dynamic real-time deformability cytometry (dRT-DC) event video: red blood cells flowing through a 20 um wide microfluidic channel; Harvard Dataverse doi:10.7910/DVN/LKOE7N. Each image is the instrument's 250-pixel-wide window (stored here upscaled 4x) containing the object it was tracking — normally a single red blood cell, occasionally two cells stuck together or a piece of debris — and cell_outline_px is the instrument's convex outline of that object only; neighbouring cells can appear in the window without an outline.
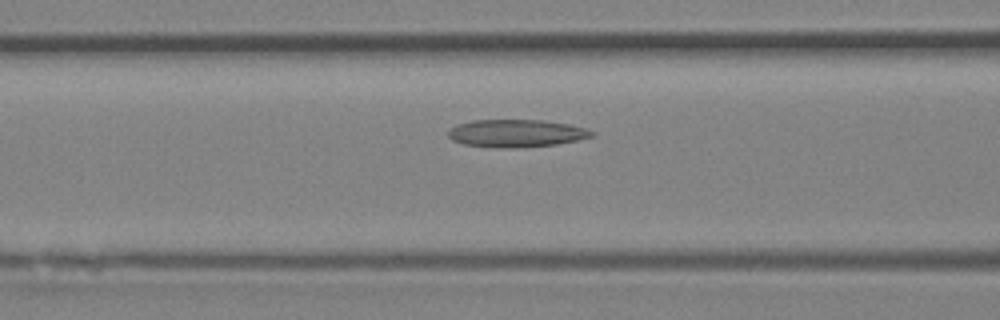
{"species": "Egyptian fruit bat (a non-hibernating species)", "species_latin": "Rousettus aegyptiacus", "temperature_condition": "room temperature", "stored_images_in_passage": 41, "camera_frame_rate_fps": 3000, "um_per_image_px": 0.085, "animal": {"sex": "female"}, "frame": {"image": 1, "passage_image": 17, "time_ms": 5.333, "image_size_px": [1000, 320], "cell_outline_px": [[596, 132], [592, 136], [576, 140], [556, 144], [524, 148], [504, 148], [464, 144], [452, 140], [448, 136], [448, 128], [456, 124], [472, 120], [544, 120], [568, 124], [584, 128]], "centroid_in_image_um": [43.85, 11.33], "position_along_channel_um": 122.8, "area_um2": 23.18}}
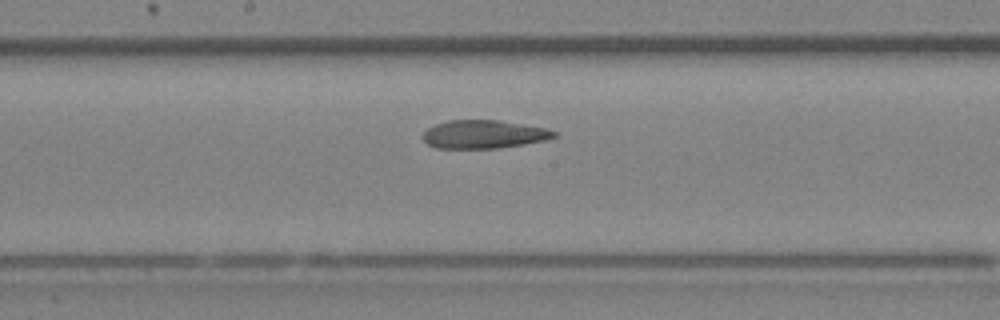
{"frame": {"image": 2, "passage_image": 22, "time_ms": 7.0, "image_size_px": [1000, 320], "cell_outline_px": [[556, 136], [544, 140], [524, 144], [500, 148], [436, 148], [428, 144], [424, 140], [424, 132], [428, 128], [436, 124], [448, 120], [500, 120], [548, 128], [556, 132]], "centroid_in_image_um": [41.14, 11.41], "position_along_channel_um": 207.1, "area_um2": 21.56}}
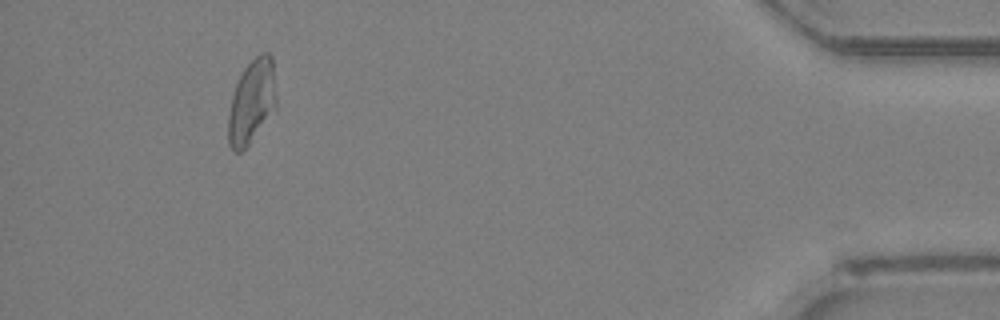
{"frame": {"image": 3, "passage_image": 38, "time_ms": 12.333, "image_size_px": [1000, 320], "cell_outline_px": [[276, 108], [248, 144], [240, 152], [232, 152], [228, 144], [228, 116], [232, 96], [236, 84], [244, 68], [260, 52], [268, 52], [272, 56], [276, 100]], "centroid_in_image_um": [21.39, 8.64], "position_along_channel_um": 413.8, "area_um2": 23.29}}